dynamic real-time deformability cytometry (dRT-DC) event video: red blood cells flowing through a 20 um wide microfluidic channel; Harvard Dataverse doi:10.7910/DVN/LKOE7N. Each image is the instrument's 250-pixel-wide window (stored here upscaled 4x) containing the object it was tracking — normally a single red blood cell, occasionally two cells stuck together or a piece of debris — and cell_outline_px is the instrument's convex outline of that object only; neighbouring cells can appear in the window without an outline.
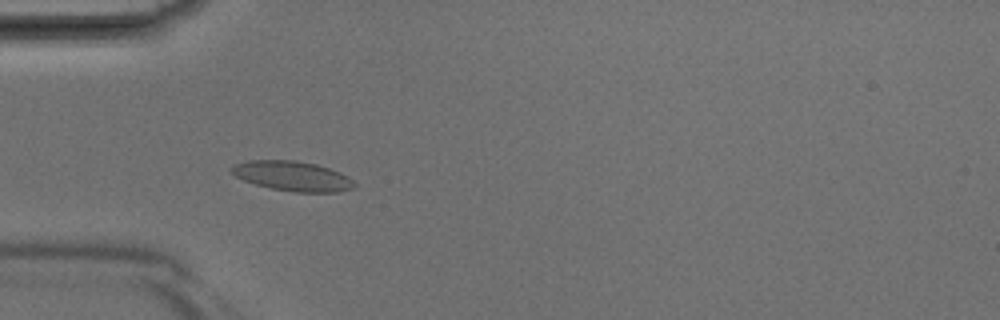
{"species": "Egyptian fruit bat (a non-hibernating species)", "species_latin": "Rousettus aegyptiacus", "temperature_condition": "room temperature", "stored_images_in_passage": 34, "camera_frame_rate_fps": 3000, "um_per_image_px": 0.085, "animal": {"sex": "male"}, "frame": {"image": 1, "passage_image": 5, "time_ms": 1.333, "image_size_px": [1000, 320], "cell_outline_px": [[356, 188], [336, 192], [296, 192], [272, 188], [256, 184], [244, 180], [236, 176], [228, 168], [236, 164], [248, 160], [296, 160], [316, 164], [340, 172], [352, 180], [356, 184]], "centroid_in_image_um": [24.87, 14.96], "position_along_channel_um": 60.1, "area_um2": 21.21}}
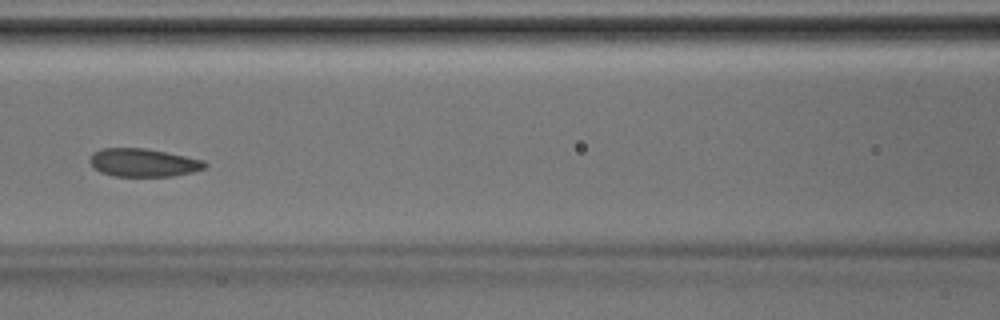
{"frame": {"image": 2, "passage_image": 11, "time_ms": 3.333, "image_size_px": [1000, 320], "cell_outline_px": [[208, 164], [204, 168], [192, 172], [172, 176], [116, 176], [100, 172], [88, 160], [92, 152], [100, 148], [144, 148], [204, 160]], "centroid_in_image_um": [12.15, 13.82], "position_along_channel_um": 154.4, "area_um2": 18.73}}
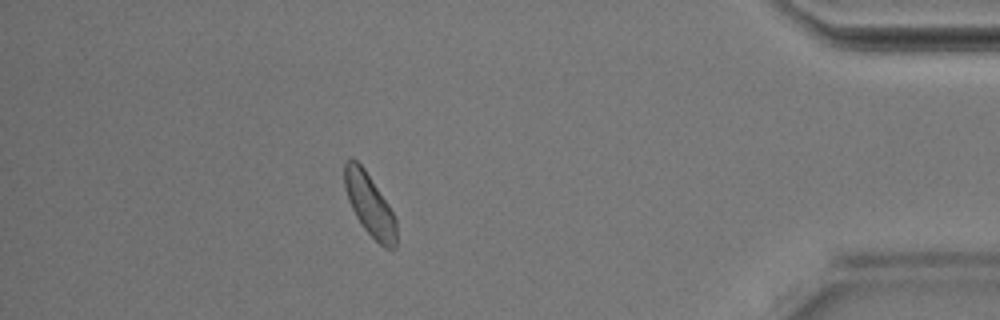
{"frame": {"image": 3, "passage_image": 29, "time_ms": 9.333, "image_size_px": [1000, 320], "cell_outline_px": [[396, 248], [384, 248], [364, 228], [356, 216], [348, 200], [344, 188], [344, 160], [348, 156], [352, 156], [364, 168], [388, 204], [396, 220]], "centroid_in_image_um": [31.38, 17.35], "position_along_channel_um": 403.8, "area_um2": 18.73}}